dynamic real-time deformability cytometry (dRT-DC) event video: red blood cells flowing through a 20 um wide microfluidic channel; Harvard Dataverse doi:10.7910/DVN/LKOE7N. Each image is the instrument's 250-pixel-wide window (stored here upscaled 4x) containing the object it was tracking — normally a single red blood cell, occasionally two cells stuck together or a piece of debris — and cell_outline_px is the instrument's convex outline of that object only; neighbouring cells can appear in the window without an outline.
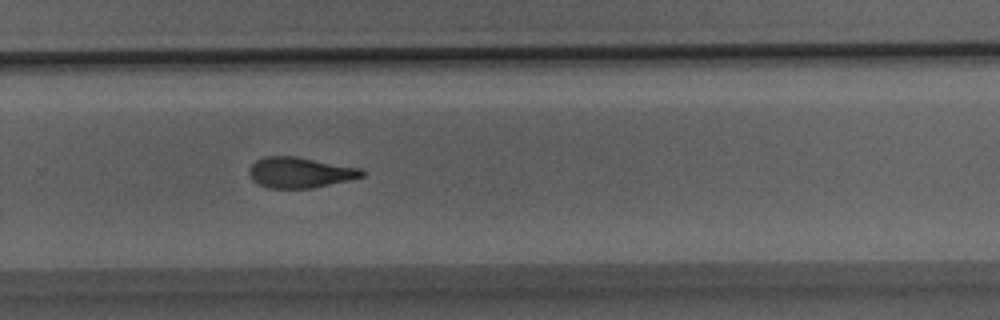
{"species": "Egyptian fruit bat (a non-hibernating species)", "species_latin": "Rousettus aegyptiacus", "temperature_condition": "room temperature", "stored_images_in_passage": 31, "camera_frame_rate_fps": 3000, "um_per_image_px": 0.085, "animal": {"sex": "male"}, "frame": {"image": 1, "passage_image": 21, "time_ms": 6.667, "image_size_px": [1000, 320], "cell_outline_px": [[364, 176], [348, 180], [312, 188], [268, 188], [256, 184], [252, 180], [248, 172], [248, 168], [256, 160], [264, 156], [296, 156], [364, 168]], "centroid_in_image_um": [25.48, 14.65], "position_along_channel_um": 304.3, "area_um2": 20.4}}
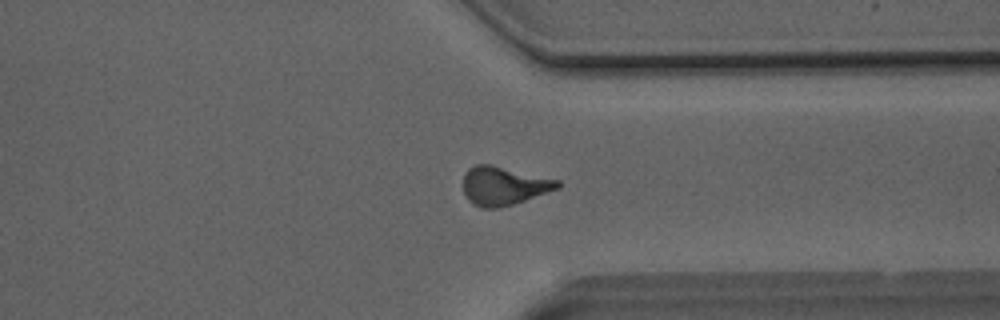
{"frame": {"image": 2, "passage_image": 24, "time_ms": 7.667, "image_size_px": [1000, 320], "cell_outline_px": [[560, 184], [556, 188], [524, 200], [500, 208], [480, 208], [472, 204], [468, 200], [464, 192], [464, 172], [468, 168], [476, 164], [488, 164], [560, 180]], "centroid_in_image_um": [42.75, 15.8], "position_along_channel_um": 368.7, "area_um2": 20.87}}
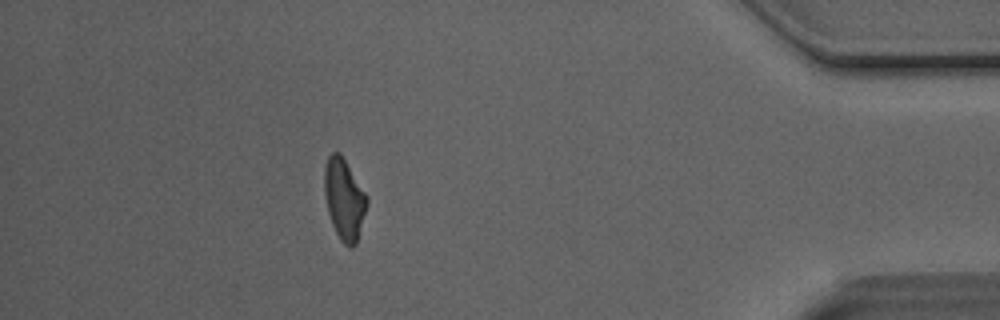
{"frame": {"image": 3, "passage_image": 28, "time_ms": 9.0, "image_size_px": [1000, 320], "cell_outline_px": [[368, 204], [356, 244], [352, 248], [348, 248], [340, 240], [332, 224], [328, 212], [324, 192], [324, 168], [328, 156], [332, 152], [340, 152], [368, 196]], "centroid_in_image_um": [29.26, 16.93], "position_along_channel_um": 405.9, "area_um2": 20.23}}